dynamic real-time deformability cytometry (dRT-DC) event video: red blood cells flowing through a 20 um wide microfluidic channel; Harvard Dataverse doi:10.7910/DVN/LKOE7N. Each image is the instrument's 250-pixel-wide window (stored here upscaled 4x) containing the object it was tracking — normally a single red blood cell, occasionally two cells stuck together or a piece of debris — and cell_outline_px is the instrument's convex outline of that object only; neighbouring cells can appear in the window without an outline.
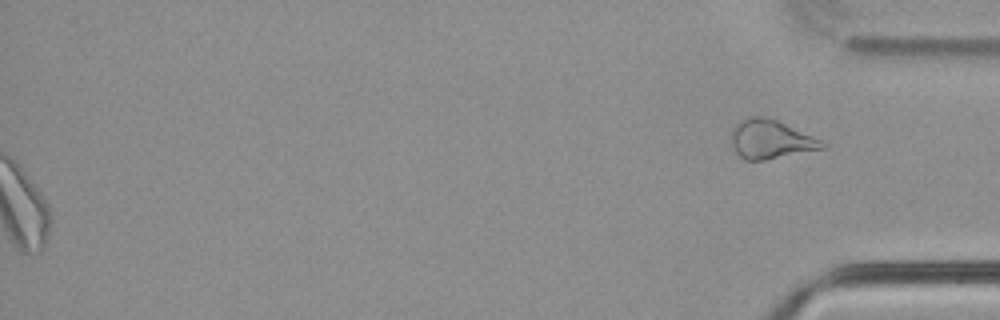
{"species": "common noctule bat (a hibernating species)", "species_latin": "Nyctalus noctula", "temperature_condition": "cold", "stored_images_in_passage": 40, "segment_of_instrument_passage": [2, 2], "camera_frame_rate_fps": 3000, "um_per_image_px": 0.085, "animal": {"sex": "male", "body_mass_g": 21.5, "forearm_length_mm": 52.0}, "frame": {"image": 1, "passage_image": 40, "time_ms": 13.0, "image_size_px": [1000, 320], "cell_outline_px": [[828, 148], [764, 160], [744, 160], [736, 152], [732, 144], [732, 128], [740, 120], [748, 116], [764, 116], [776, 120], [812, 136], [828, 144]], "centroid_in_image_um": [65.51, 11.85], "position_along_channel_um": 369.7, "area_um2": 20.52}}